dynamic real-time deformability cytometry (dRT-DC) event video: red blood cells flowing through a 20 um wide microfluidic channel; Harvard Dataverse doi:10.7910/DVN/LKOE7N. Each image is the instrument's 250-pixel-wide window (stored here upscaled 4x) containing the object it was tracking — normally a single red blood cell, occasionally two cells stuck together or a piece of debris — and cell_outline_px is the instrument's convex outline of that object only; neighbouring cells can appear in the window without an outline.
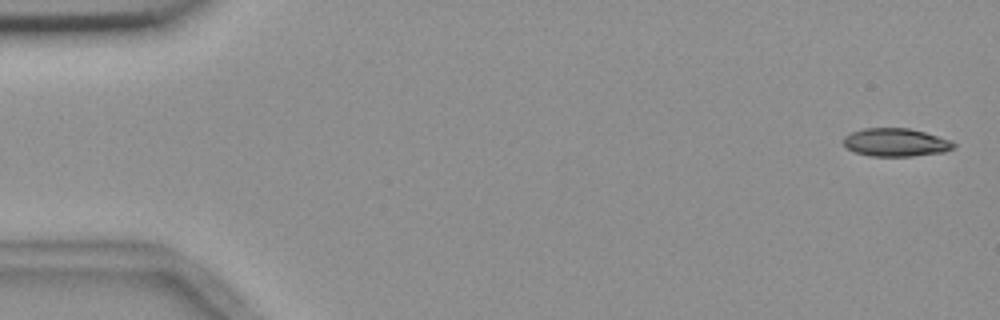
{"species": "common noctule bat (a hibernating species)", "species_latin": "Nyctalus noctula", "temperature_condition": "room temperature", "stored_images_in_passage": 11, "camera_frame_rate_fps": 3000, "um_per_image_px": 0.085, "animal": {"sex": "female", "body_mass_g": 18.4}, "frame": {"image": 1, "passage_image": 2, "time_ms": 0.333, "image_size_px": [1000, 320], "cell_outline_px": [[956, 148], [944, 152], [912, 156], [872, 156], [852, 152], [844, 144], [844, 136], [852, 132], [864, 128], [908, 128], [924, 132], [948, 140], [956, 144]], "centroid_in_image_um": [76.13, 12.11], "position_along_channel_um": 8.9, "area_um2": 17.98}}